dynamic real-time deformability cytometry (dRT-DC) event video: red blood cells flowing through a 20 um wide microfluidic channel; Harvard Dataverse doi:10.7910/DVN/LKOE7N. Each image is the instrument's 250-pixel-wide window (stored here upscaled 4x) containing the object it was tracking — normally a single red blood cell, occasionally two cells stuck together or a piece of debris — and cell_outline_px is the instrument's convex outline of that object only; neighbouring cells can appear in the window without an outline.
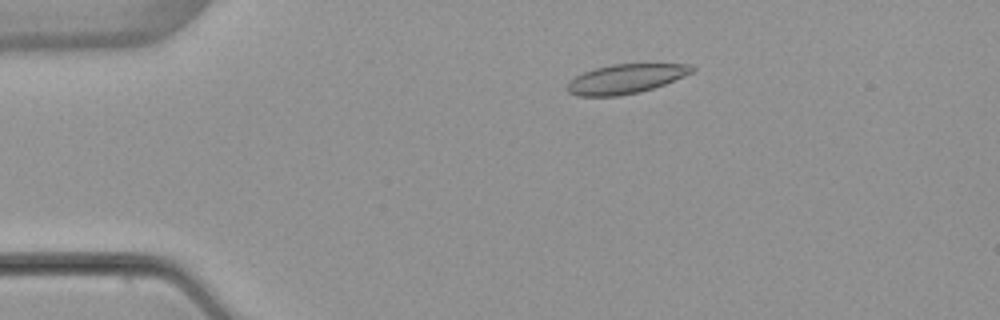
{"species": "common noctule bat (a hibernating species)", "species_latin": "Nyctalus noctula", "temperature_condition": "warm", "stored_images_in_passage": 4, "camera_frame_rate_fps": 3000, "um_per_image_px": 0.085, "animal": {"sex": "female", "body_mass_g": 22.7, "forearm_length_mm": 54.2}, "frame": {"image": 1, "passage_image": 3, "time_ms": 2.667, "image_size_px": [1000, 320], "cell_outline_px": [[696, 68], [692, 72], [684, 76], [664, 84], [640, 92], [620, 96], [576, 96], [568, 92], [568, 80], [584, 72], [596, 68], [612, 64], [692, 64]], "centroid_in_image_um": [53.18, 6.7], "position_along_channel_um": 31.8, "area_um2": 21.27}}